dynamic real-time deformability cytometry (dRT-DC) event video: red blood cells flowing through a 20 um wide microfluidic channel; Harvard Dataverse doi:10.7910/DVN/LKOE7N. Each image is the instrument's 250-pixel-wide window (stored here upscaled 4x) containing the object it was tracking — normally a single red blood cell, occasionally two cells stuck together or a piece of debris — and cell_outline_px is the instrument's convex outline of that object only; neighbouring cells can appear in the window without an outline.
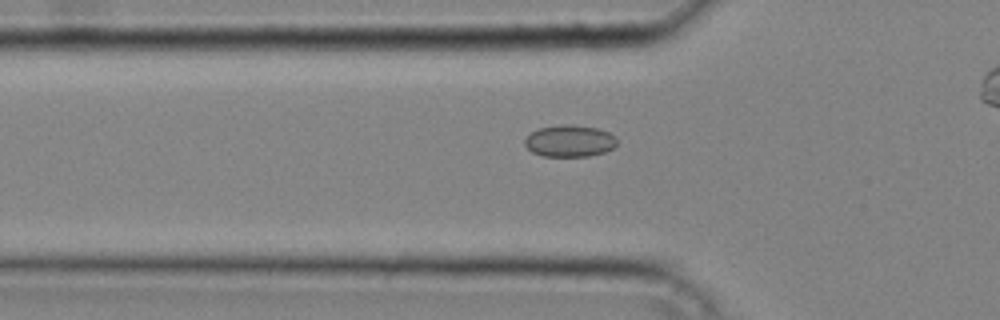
{"species": "common noctule bat (a hibernating species)", "species_latin": "Nyctalus noctula", "temperature_condition": "cold", "stored_images_in_passage": 32, "camera_frame_rate_fps": 3000, "um_per_image_px": 0.085, "animal": {"sex": "male", "body_mass_g": 20.4}, "frame": {"image": 1, "passage_image": 9, "time_ms": 2.667, "image_size_px": [1000, 320], "cell_outline_px": [[616, 144], [612, 148], [604, 152], [588, 156], [544, 156], [532, 152], [524, 144], [524, 140], [532, 132], [540, 128], [560, 124], [572, 124], [596, 128], [608, 132], [616, 136]], "centroid_in_image_um": [48.42, 11.97], "position_along_channel_um": 77.4, "area_um2": 16.99}}
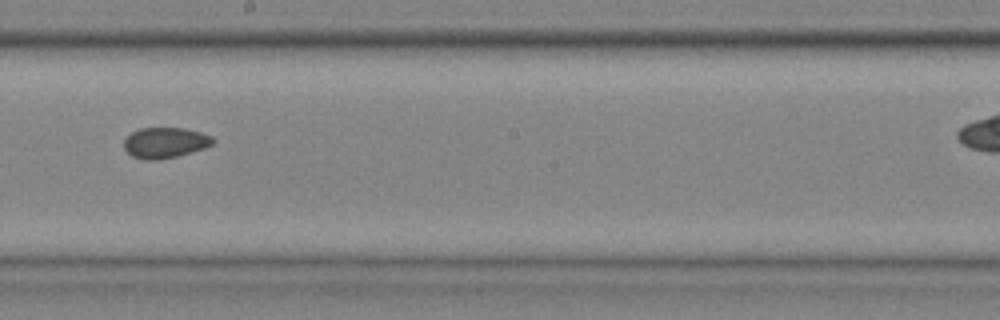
{"frame": {"image": 2, "passage_image": 19, "time_ms": 6.0, "image_size_px": [1000, 320], "cell_outline_px": [[216, 140], [212, 144], [204, 148], [176, 156], [160, 160], [144, 160], [132, 156], [124, 148], [124, 140], [132, 132], [140, 128], [184, 128], [200, 132], [212, 136]], "centroid_in_image_um": [14.03, 12.13], "position_along_channel_um": 234.2, "area_um2": 15.84}}
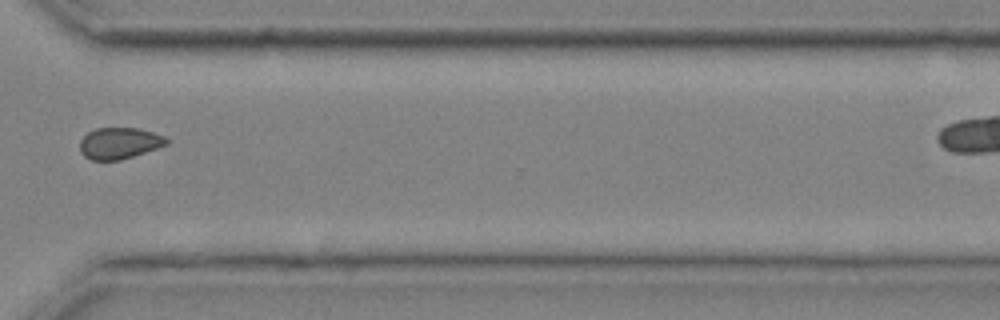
{"frame": {"image": 3, "passage_image": 27, "time_ms": 8.667, "image_size_px": [1000, 320], "cell_outline_px": [[168, 144], [120, 160], [92, 160], [84, 156], [80, 152], [80, 140], [88, 132], [96, 128], [136, 128], [152, 132], [164, 136], [168, 140]], "centroid_in_image_um": [10.11, 12.17], "position_along_channel_um": 360.5, "area_um2": 15.66}}